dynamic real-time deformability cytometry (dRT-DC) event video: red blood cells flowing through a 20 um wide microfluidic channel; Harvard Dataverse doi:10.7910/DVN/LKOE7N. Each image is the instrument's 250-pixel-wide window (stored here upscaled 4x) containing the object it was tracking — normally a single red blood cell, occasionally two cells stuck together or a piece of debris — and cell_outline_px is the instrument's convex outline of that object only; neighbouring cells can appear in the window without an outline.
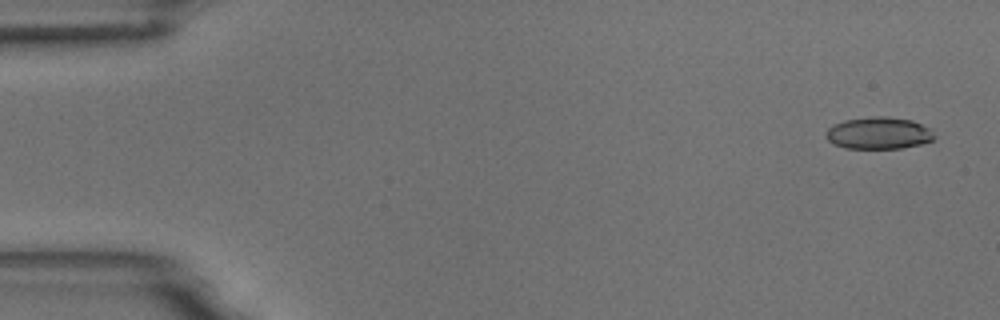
{"species": "common noctule bat (a hibernating species)", "species_latin": "Nyctalus noctula", "temperature_condition": "room temperature", "stored_images_in_passage": 53, "camera_frame_rate_fps": 3000, "um_per_image_px": 0.085, "animal": {"sex": "male", "body_mass_g": 18.8}, "frame": {"image": 1, "passage_image": 3, "time_ms": 0.667, "image_size_px": [1000, 320], "cell_outline_px": [[936, 136], [932, 140], [920, 144], [904, 148], [848, 148], [836, 144], [828, 140], [824, 136], [824, 132], [832, 124], [844, 120], [872, 116], [888, 116], [912, 120], [932, 128]], "centroid_in_image_um": [74.7, 11.3], "position_along_channel_um": 10.3, "area_um2": 20.46}}
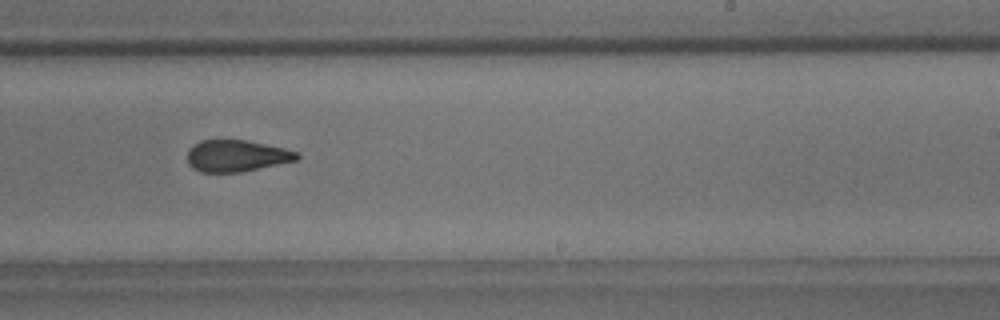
{"frame": {"image": 2, "passage_image": 34, "time_ms": 11.0, "image_size_px": [1000, 320], "cell_outline_px": [[300, 156], [296, 160], [240, 172], [200, 172], [192, 168], [188, 164], [188, 152], [192, 144], [200, 140], [244, 140], [284, 148], [300, 152]], "centroid_in_image_um": [20.08, 13.24], "position_along_channel_um": 268.9, "area_um2": 20.11}}
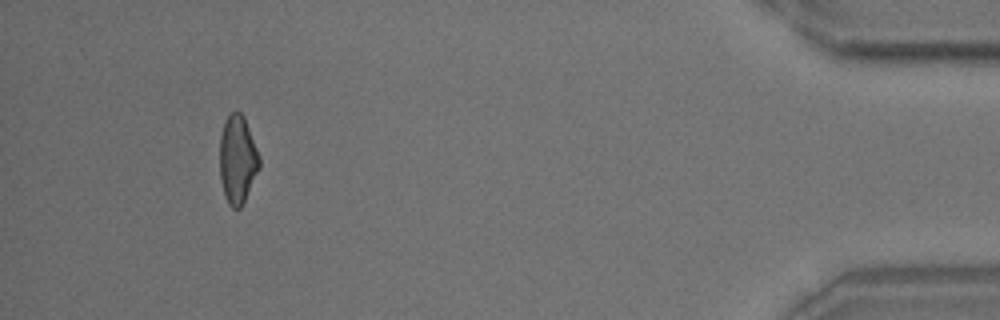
{"frame": {"image": 3, "passage_image": 51, "time_ms": 16.667, "image_size_px": [1000, 320], "cell_outline_px": [[260, 168], [240, 208], [232, 208], [228, 204], [224, 196], [220, 176], [220, 136], [224, 120], [228, 112], [240, 112], [244, 116], [260, 156]], "centroid_in_image_um": [20.18, 13.53], "position_along_channel_um": 415.0, "area_um2": 20.52}}